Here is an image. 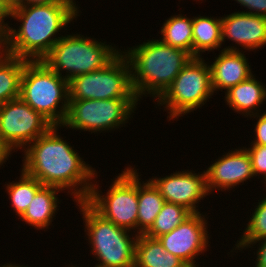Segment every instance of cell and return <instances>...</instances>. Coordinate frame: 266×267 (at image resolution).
<instances>
[{
	"instance_id": "e0dca14e",
	"label": "cell",
	"mask_w": 266,
	"mask_h": 267,
	"mask_svg": "<svg viewBox=\"0 0 266 267\" xmlns=\"http://www.w3.org/2000/svg\"><path fill=\"white\" fill-rule=\"evenodd\" d=\"M265 86L266 84L263 85L261 81L252 75L249 79L240 82L226 91L224 100L233 111L248 118L261 111L259 107L266 100Z\"/></svg>"
},
{
	"instance_id": "ba28073f",
	"label": "cell",
	"mask_w": 266,
	"mask_h": 267,
	"mask_svg": "<svg viewBox=\"0 0 266 267\" xmlns=\"http://www.w3.org/2000/svg\"><path fill=\"white\" fill-rule=\"evenodd\" d=\"M138 169L131 165L113 179L105 195L99 183H92L86 202L103 218L137 234ZM98 184V185H97ZM100 190V191H99ZM101 193V194H100ZM135 230V231H134Z\"/></svg>"
},
{
	"instance_id": "9c48e42d",
	"label": "cell",
	"mask_w": 266,
	"mask_h": 267,
	"mask_svg": "<svg viewBox=\"0 0 266 267\" xmlns=\"http://www.w3.org/2000/svg\"><path fill=\"white\" fill-rule=\"evenodd\" d=\"M69 100L137 99L131 84V67L120 52L104 68L68 81Z\"/></svg>"
},
{
	"instance_id": "2e32d148",
	"label": "cell",
	"mask_w": 266,
	"mask_h": 267,
	"mask_svg": "<svg viewBox=\"0 0 266 267\" xmlns=\"http://www.w3.org/2000/svg\"><path fill=\"white\" fill-rule=\"evenodd\" d=\"M243 50H220L210 66L213 92L221 89L228 91L233 86L249 79L253 75L248 58Z\"/></svg>"
},
{
	"instance_id": "30bf717a",
	"label": "cell",
	"mask_w": 266,
	"mask_h": 267,
	"mask_svg": "<svg viewBox=\"0 0 266 267\" xmlns=\"http://www.w3.org/2000/svg\"><path fill=\"white\" fill-rule=\"evenodd\" d=\"M138 99L69 100L66 118L61 128L92 133L114 131L125 127L135 113Z\"/></svg>"
},
{
	"instance_id": "603a6c76",
	"label": "cell",
	"mask_w": 266,
	"mask_h": 267,
	"mask_svg": "<svg viewBox=\"0 0 266 267\" xmlns=\"http://www.w3.org/2000/svg\"><path fill=\"white\" fill-rule=\"evenodd\" d=\"M28 61L11 55L0 57V105L19 98L21 76Z\"/></svg>"
},
{
	"instance_id": "d590c367",
	"label": "cell",
	"mask_w": 266,
	"mask_h": 267,
	"mask_svg": "<svg viewBox=\"0 0 266 267\" xmlns=\"http://www.w3.org/2000/svg\"><path fill=\"white\" fill-rule=\"evenodd\" d=\"M0 267H28V266H23V265H18V264H12V262L11 263H6V264H4V265H1Z\"/></svg>"
},
{
	"instance_id": "4316f807",
	"label": "cell",
	"mask_w": 266,
	"mask_h": 267,
	"mask_svg": "<svg viewBox=\"0 0 266 267\" xmlns=\"http://www.w3.org/2000/svg\"><path fill=\"white\" fill-rule=\"evenodd\" d=\"M244 148L250 156L254 176L259 179L260 175L265 180L261 182L266 183V145H250Z\"/></svg>"
},
{
	"instance_id": "cb8c5ba5",
	"label": "cell",
	"mask_w": 266,
	"mask_h": 267,
	"mask_svg": "<svg viewBox=\"0 0 266 267\" xmlns=\"http://www.w3.org/2000/svg\"><path fill=\"white\" fill-rule=\"evenodd\" d=\"M18 181V182H17ZM17 181L5 184L6 192L11 200V206L19 217H21L35 197V194L43 185L34 177L29 176L21 169L20 178Z\"/></svg>"
},
{
	"instance_id": "f1b7e54d",
	"label": "cell",
	"mask_w": 266,
	"mask_h": 267,
	"mask_svg": "<svg viewBox=\"0 0 266 267\" xmlns=\"http://www.w3.org/2000/svg\"><path fill=\"white\" fill-rule=\"evenodd\" d=\"M238 4L247 8L245 11H240L248 14L266 17V0H235Z\"/></svg>"
},
{
	"instance_id": "7402d4cb",
	"label": "cell",
	"mask_w": 266,
	"mask_h": 267,
	"mask_svg": "<svg viewBox=\"0 0 266 267\" xmlns=\"http://www.w3.org/2000/svg\"><path fill=\"white\" fill-rule=\"evenodd\" d=\"M160 40L188 52L193 57L192 18L182 14L170 16L163 23Z\"/></svg>"
},
{
	"instance_id": "e575fe53",
	"label": "cell",
	"mask_w": 266,
	"mask_h": 267,
	"mask_svg": "<svg viewBox=\"0 0 266 267\" xmlns=\"http://www.w3.org/2000/svg\"><path fill=\"white\" fill-rule=\"evenodd\" d=\"M0 12L7 17H9V14L11 13V11L6 7L5 0H0Z\"/></svg>"
},
{
	"instance_id": "8fae6325",
	"label": "cell",
	"mask_w": 266,
	"mask_h": 267,
	"mask_svg": "<svg viewBox=\"0 0 266 267\" xmlns=\"http://www.w3.org/2000/svg\"><path fill=\"white\" fill-rule=\"evenodd\" d=\"M52 126L20 97L0 105V138L13 153L23 151Z\"/></svg>"
},
{
	"instance_id": "836d02e7",
	"label": "cell",
	"mask_w": 266,
	"mask_h": 267,
	"mask_svg": "<svg viewBox=\"0 0 266 267\" xmlns=\"http://www.w3.org/2000/svg\"><path fill=\"white\" fill-rule=\"evenodd\" d=\"M6 7L12 11L20 6L26 5V0H5Z\"/></svg>"
},
{
	"instance_id": "52a82bcc",
	"label": "cell",
	"mask_w": 266,
	"mask_h": 267,
	"mask_svg": "<svg viewBox=\"0 0 266 267\" xmlns=\"http://www.w3.org/2000/svg\"><path fill=\"white\" fill-rule=\"evenodd\" d=\"M205 62L203 57H192L156 100L158 106L168 111V121L194 112L212 98L211 71L209 63Z\"/></svg>"
},
{
	"instance_id": "ffe728a7",
	"label": "cell",
	"mask_w": 266,
	"mask_h": 267,
	"mask_svg": "<svg viewBox=\"0 0 266 267\" xmlns=\"http://www.w3.org/2000/svg\"><path fill=\"white\" fill-rule=\"evenodd\" d=\"M193 57H201L205 51L220 50L222 46L221 17H192ZM219 48V49H218Z\"/></svg>"
},
{
	"instance_id": "5b68a950",
	"label": "cell",
	"mask_w": 266,
	"mask_h": 267,
	"mask_svg": "<svg viewBox=\"0 0 266 267\" xmlns=\"http://www.w3.org/2000/svg\"><path fill=\"white\" fill-rule=\"evenodd\" d=\"M107 42H99L82 34H65L55 43L42 61L67 81L104 68L120 52ZM119 49V50H118ZM66 73L62 75V72Z\"/></svg>"
},
{
	"instance_id": "4fadbf2b",
	"label": "cell",
	"mask_w": 266,
	"mask_h": 267,
	"mask_svg": "<svg viewBox=\"0 0 266 267\" xmlns=\"http://www.w3.org/2000/svg\"><path fill=\"white\" fill-rule=\"evenodd\" d=\"M149 180L158 189L165 202L181 205L191 213L201 212L197 205L200 200L210 195L205 170L198 174L192 170L176 171L159 178L154 176Z\"/></svg>"
},
{
	"instance_id": "8992f818",
	"label": "cell",
	"mask_w": 266,
	"mask_h": 267,
	"mask_svg": "<svg viewBox=\"0 0 266 267\" xmlns=\"http://www.w3.org/2000/svg\"><path fill=\"white\" fill-rule=\"evenodd\" d=\"M95 260L94 267H134L138 235L98 214L86 201H76ZM131 234V235H130ZM134 236V237H133ZM132 237V238H131Z\"/></svg>"
},
{
	"instance_id": "6da1fadb",
	"label": "cell",
	"mask_w": 266,
	"mask_h": 267,
	"mask_svg": "<svg viewBox=\"0 0 266 267\" xmlns=\"http://www.w3.org/2000/svg\"><path fill=\"white\" fill-rule=\"evenodd\" d=\"M59 128L52 126L23 150L22 170L43 186L67 190L75 202L86 201L98 173L58 135Z\"/></svg>"
},
{
	"instance_id": "d4e9b609",
	"label": "cell",
	"mask_w": 266,
	"mask_h": 267,
	"mask_svg": "<svg viewBox=\"0 0 266 267\" xmlns=\"http://www.w3.org/2000/svg\"><path fill=\"white\" fill-rule=\"evenodd\" d=\"M192 213L181 205L165 202L152 226L144 233L147 237L157 239L171 232Z\"/></svg>"
},
{
	"instance_id": "277c9868",
	"label": "cell",
	"mask_w": 266,
	"mask_h": 267,
	"mask_svg": "<svg viewBox=\"0 0 266 267\" xmlns=\"http://www.w3.org/2000/svg\"><path fill=\"white\" fill-rule=\"evenodd\" d=\"M19 97L53 126L63 124L69 103L68 81L42 60L25 64Z\"/></svg>"
},
{
	"instance_id": "1f68e13d",
	"label": "cell",
	"mask_w": 266,
	"mask_h": 267,
	"mask_svg": "<svg viewBox=\"0 0 266 267\" xmlns=\"http://www.w3.org/2000/svg\"><path fill=\"white\" fill-rule=\"evenodd\" d=\"M56 2H71L74 11L79 14V7L76 5L75 0H26V5H33V4H51Z\"/></svg>"
},
{
	"instance_id": "44dd1931",
	"label": "cell",
	"mask_w": 266,
	"mask_h": 267,
	"mask_svg": "<svg viewBox=\"0 0 266 267\" xmlns=\"http://www.w3.org/2000/svg\"><path fill=\"white\" fill-rule=\"evenodd\" d=\"M140 176L138 172L137 235L144 234L152 226L165 203L154 184L150 180L141 183Z\"/></svg>"
},
{
	"instance_id": "9a60e30c",
	"label": "cell",
	"mask_w": 266,
	"mask_h": 267,
	"mask_svg": "<svg viewBox=\"0 0 266 267\" xmlns=\"http://www.w3.org/2000/svg\"><path fill=\"white\" fill-rule=\"evenodd\" d=\"M222 45L226 39L235 46H224V50L246 49L253 51L266 45V17L244 12H234L221 17ZM243 47V48H240ZM226 47V48H225Z\"/></svg>"
},
{
	"instance_id": "484cf974",
	"label": "cell",
	"mask_w": 266,
	"mask_h": 267,
	"mask_svg": "<svg viewBox=\"0 0 266 267\" xmlns=\"http://www.w3.org/2000/svg\"><path fill=\"white\" fill-rule=\"evenodd\" d=\"M256 204V208L248 220L241 238L237 240L234 249L239 252L247 243H253L266 238V195Z\"/></svg>"
},
{
	"instance_id": "7c38bea8",
	"label": "cell",
	"mask_w": 266,
	"mask_h": 267,
	"mask_svg": "<svg viewBox=\"0 0 266 267\" xmlns=\"http://www.w3.org/2000/svg\"><path fill=\"white\" fill-rule=\"evenodd\" d=\"M205 216L201 212L192 213L171 232L157 238L165 251L179 257L189 267H199L194 259L204 255L210 245Z\"/></svg>"
},
{
	"instance_id": "d6a6232c",
	"label": "cell",
	"mask_w": 266,
	"mask_h": 267,
	"mask_svg": "<svg viewBox=\"0 0 266 267\" xmlns=\"http://www.w3.org/2000/svg\"><path fill=\"white\" fill-rule=\"evenodd\" d=\"M12 152L9 150V148L4 144V142L0 138V167L7 162L11 158Z\"/></svg>"
},
{
	"instance_id": "ac0fdd59",
	"label": "cell",
	"mask_w": 266,
	"mask_h": 267,
	"mask_svg": "<svg viewBox=\"0 0 266 267\" xmlns=\"http://www.w3.org/2000/svg\"><path fill=\"white\" fill-rule=\"evenodd\" d=\"M60 188L54 186H43L36 194L24 214L21 221L29 224L37 230H44L51 226L53 218L56 216L61 200L58 199ZM59 205V206H58Z\"/></svg>"
},
{
	"instance_id": "4dcf8cb0",
	"label": "cell",
	"mask_w": 266,
	"mask_h": 267,
	"mask_svg": "<svg viewBox=\"0 0 266 267\" xmlns=\"http://www.w3.org/2000/svg\"><path fill=\"white\" fill-rule=\"evenodd\" d=\"M259 242V244L257 245V243ZM261 242V243H260ZM252 245V246H251ZM254 245L257 246V252L254 255L257 256L256 257V261L254 262L255 263V267H266V238L264 239H261L259 241H256V242H253V243H247L243 248V249H249V248H253Z\"/></svg>"
},
{
	"instance_id": "83f0119b",
	"label": "cell",
	"mask_w": 266,
	"mask_h": 267,
	"mask_svg": "<svg viewBox=\"0 0 266 267\" xmlns=\"http://www.w3.org/2000/svg\"><path fill=\"white\" fill-rule=\"evenodd\" d=\"M253 119L255 118L256 124H254V140L250 143L251 145H266V112L263 114L258 113L252 116Z\"/></svg>"
},
{
	"instance_id": "d6986e66",
	"label": "cell",
	"mask_w": 266,
	"mask_h": 267,
	"mask_svg": "<svg viewBox=\"0 0 266 267\" xmlns=\"http://www.w3.org/2000/svg\"><path fill=\"white\" fill-rule=\"evenodd\" d=\"M134 267H189L179 257L165 251L158 239L139 234L135 243Z\"/></svg>"
},
{
	"instance_id": "5bb4252c",
	"label": "cell",
	"mask_w": 266,
	"mask_h": 267,
	"mask_svg": "<svg viewBox=\"0 0 266 267\" xmlns=\"http://www.w3.org/2000/svg\"><path fill=\"white\" fill-rule=\"evenodd\" d=\"M216 160L205 170L210 194L214 190L220 192L221 189V191L233 189L255 177L250 156L244 147L230 150Z\"/></svg>"
},
{
	"instance_id": "7a4b0ae2",
	"label": "cell",
	"mask_w": 266,
	"mask_h": 267,
	"mask_svg": "<svg viewBox=\"0 0 266 267\" xmlns=\"http://www.w3.org/2000/svg\"><path fill=\"white\" fill-rule=\"evenodd\" d=\"M80 15L71 2L23 5L12 10L8 18L21 24L17 29L8 25L9 55L42 60L62 37L59 32L67 30L69 23Z\"/></svg>"
},
{
	"instance_id": "3957f363",
	"label": "cell",
	"mask_w": 266,
	"mask_h": 267,
	"mask_svg": "<svg viewBox=\"0 0 266 267\" xmlns=\"http://www.w3.org/2000/svg\"><path fill=\"white\" fill-rule=\"evenodd\" d=\"M131 67V84L137 99L157 100L172 84L192 56L179 48L151 39L121 51Z\"/></svg>"
},
{
	"instance_id": "f546056e",
	"label": "cell",
	"mask_w": 266,
	"mask_h": 267,
	"mask_svg": "<svg viewBox=\"0 0 266 267\" xmlns=\"http://www.w3.org/2000/svg\"><path fill=\"white\" fill-rule=\"evenodd\" d=\"M6 15L0 12V57L9 55L8 47V25L10 22H5Z\"/></svg>"
}]
</instances>
